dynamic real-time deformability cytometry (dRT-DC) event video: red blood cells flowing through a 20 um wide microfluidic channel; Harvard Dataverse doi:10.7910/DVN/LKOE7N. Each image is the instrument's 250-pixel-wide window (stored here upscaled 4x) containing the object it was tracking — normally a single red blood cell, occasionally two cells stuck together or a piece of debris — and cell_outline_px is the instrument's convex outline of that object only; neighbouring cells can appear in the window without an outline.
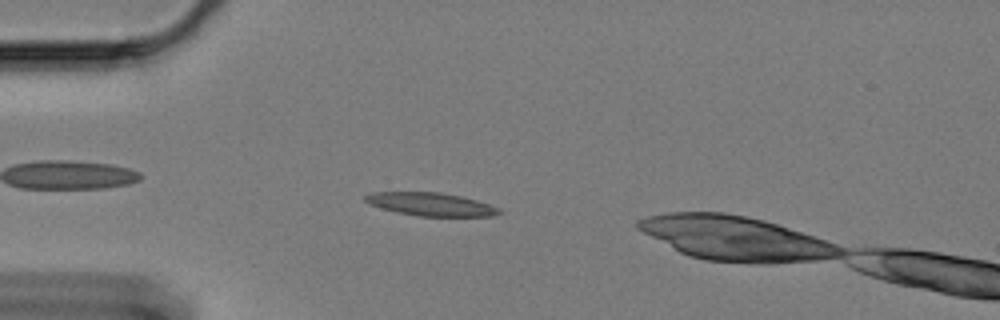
{"species": "Egyptian fruit bat (a non-hibernating species)", "species_latin": "Rousettus aegyptiacus", "temperature_condition": "cold", "stored_images_in_passage": 57, "camera_frame_rate_fps": 3000, "um_per_image_px": 0.085, "animal": {"sex": "female"}, "frame": {"image": 1, "passage_image": 12, "time_ms": 3.667, "image_size_px": [1000, 320], "cell_outline_px": [[504, 212], [492, 216], [416, 216], [396, 212], [368, 204], [364, 200], [364, 196], [372, 192], [440, 192], [460, 196], [476, 200], [500, 208]], "centroid_in_image_um": [36.61, 17.36], "position_along_channel_um": 48.4, "area_um2": 18.09}}
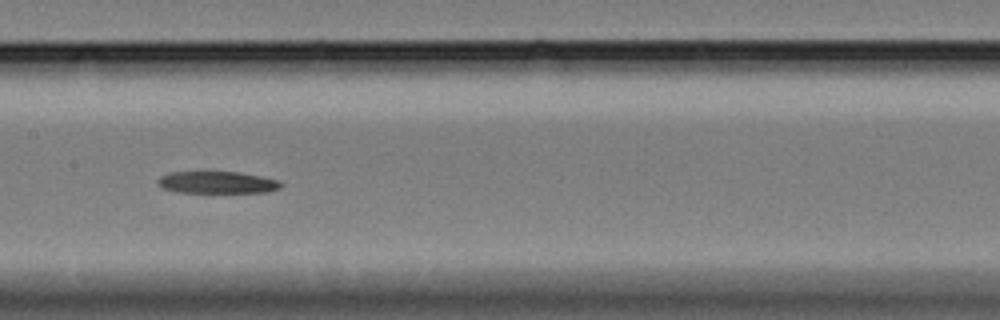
{"frame": {"image": 2, "passage_image": 26, "time_ms": 8.333, "image_size_px": [1000, 320], "cell_outline_px": [[284, 184], [280, 188], [268, 192], [176, 192], [164, 188], [156, 180], [160, 176], [172, 172], [240, 172], [260, 176], [276, 180]], "centroid_in_image_um": [18.48, 15.5], "position_along_channel_um": 188.9, "area_um2": 15.61}}
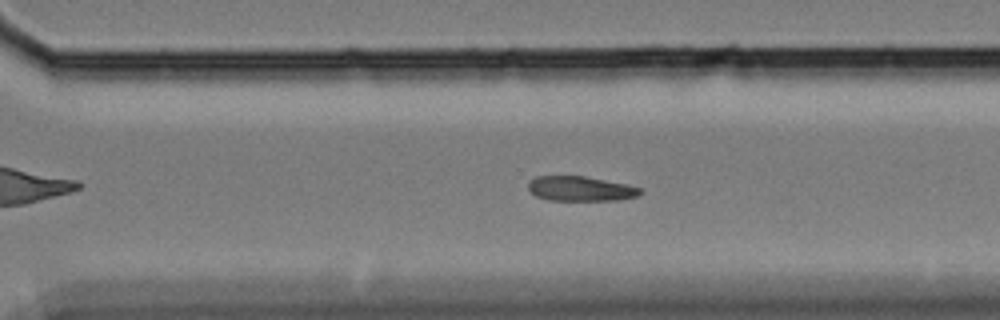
{"frame": {"image": 3, "passage_image": 38, "time_ms": 12.333, "image_size_px": [1000, 320], "cell_outline_px": [[644, 192], [640, 196], [616, 200], [548, 200], [536, 196], [528, 188], [528, 184], [536, 176], [584, 176], [628, 184], [640, 188]], "centroid_in_image_um": [49.39, 16.04], "position_along_channel_um": 321.2, "area_um2": 16.18}}